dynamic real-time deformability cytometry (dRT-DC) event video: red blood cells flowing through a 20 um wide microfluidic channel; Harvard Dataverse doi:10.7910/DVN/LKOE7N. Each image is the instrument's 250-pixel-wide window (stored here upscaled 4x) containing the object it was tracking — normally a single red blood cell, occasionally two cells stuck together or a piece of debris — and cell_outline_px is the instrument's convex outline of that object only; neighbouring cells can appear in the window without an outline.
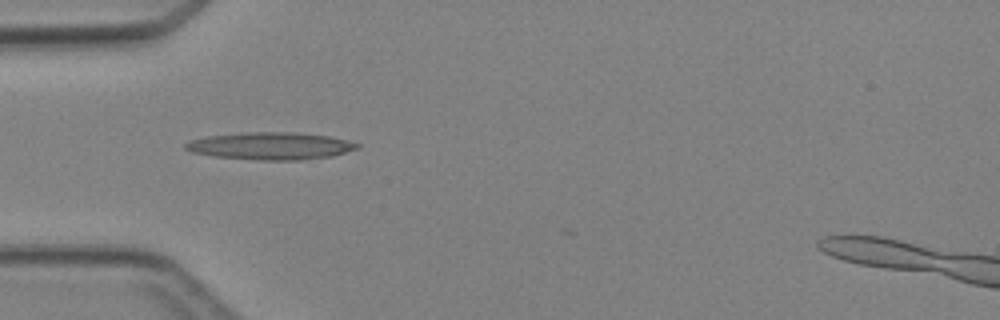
{"species": "Egyptian fruit bat (a non-hibernating species)", "species_latin": "Rousettus aegyptiacus", "temperature_condition": "cold", "stored_images_in_passage": 2, "camera_frame_rate_fps": 3000, "um_per_image_px": 0.085, "animal": {"sex": "female"}, "frame": {"image": 1, "passage_image": 1, "time_ms": 0.0, "image_size_px": [1000, 320], "cell_outline_px": [[360, 148], [332, 156], [300, 160], [256, 160], [212, 156], [192, 152], [184, 148], [184, 144], [188, 140], [208, 136], [248, 132], [296, 132], [328, 136], [348, 140], [360, 144]], "centroid_in_image_um": [23.0, 12.4], "position_along_channel_um": 62.0, "area_um2": 27.51}}